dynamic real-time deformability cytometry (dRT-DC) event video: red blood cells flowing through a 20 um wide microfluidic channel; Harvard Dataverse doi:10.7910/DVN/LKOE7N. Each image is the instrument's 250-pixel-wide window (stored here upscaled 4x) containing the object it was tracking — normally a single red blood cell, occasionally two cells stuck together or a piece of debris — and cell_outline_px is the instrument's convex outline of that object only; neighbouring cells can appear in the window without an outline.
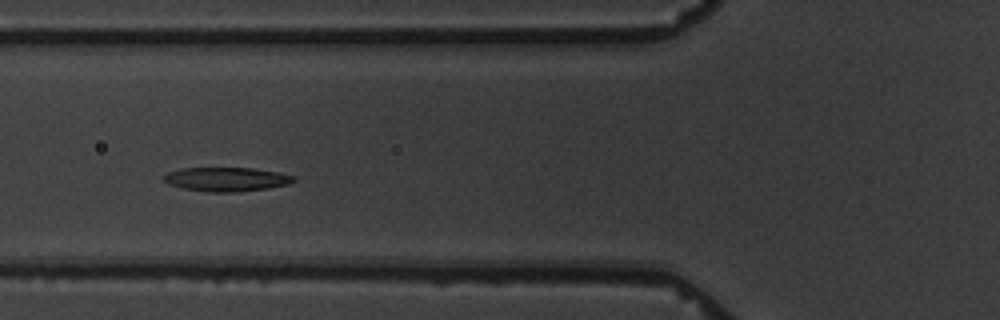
{"species": "common noctule bat (a hibernating species)", "species_latin": "Nyctalus noctula", "temperature_condition": "warm", "stored_images_in_passage": 8, "camera_frame_rate_fps": 3000, "um_per_image_px": 0.085, "animal": {"sex": "male", "body_mass_g": 19.5, "forearm_length_mm": 54.6}, "frame": {"image": 1, "passage_image": 4, "time_ms": 4.333, "image_size_px": [1000, 320], "cell_outline_px": [[296, 180], [288, 184], [268, 188], [236, 192], [208, 192], [184, 188], [168, 184], [160, 176], [168, 172], [180, 168], [252, 168], [280, 172], [296, 176]], "centroid_in_image_um": [19.25, 15.23], "position_along_channel_um": 106.6, "area_um2": 18.32}}
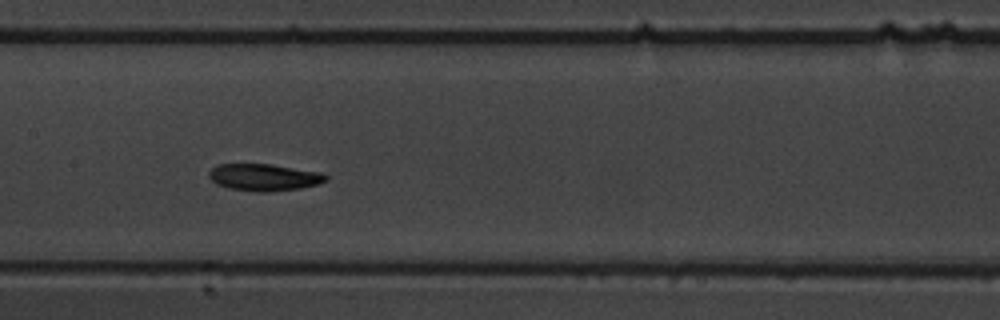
{"frame": {"image": 2, "passage_image": 6, "time_ms": 6.667, "image_size_px": [1000, 320], "cell_outline_px": [[328, 180], [320, 184], [300, 188], [268, 192], [256, 192], [228, 188], [216, 184], [208, 176], [208, 172], [216, 164], [272, 164], [320, 172], [328, 176]], "centroid_in_image_um": [22.44, 15.07], "position_along_channel_um": 185.0, "area_um2": 18.55}}
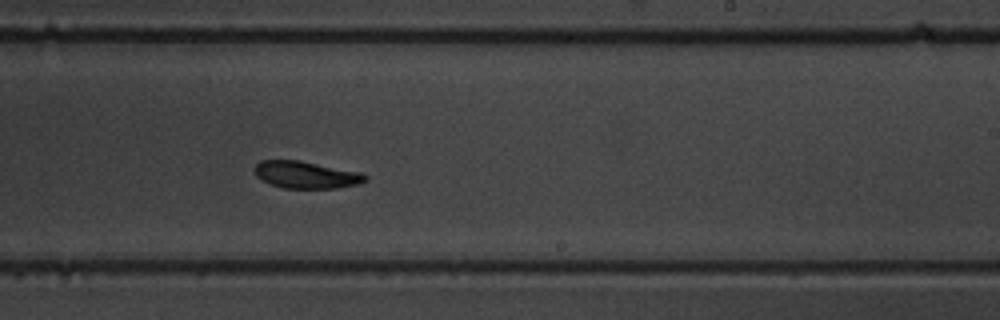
{"frame": {"image": 3, "passage_image": 8, "time_ms": 9.0, "image_size_px": [1000, 320], "cell_outline_px": [[368, 180], [356, 184], [336, 188], [284, 188], [268, 184], [260, 180], [256, 176], [252, 168], [260, 160], [300, 160], [360, 172], [368, 176]], "centroid_in_image_um": [25.95, 14.85], "position_along_channel_um": 263.0, "area_um2": 17.69}}